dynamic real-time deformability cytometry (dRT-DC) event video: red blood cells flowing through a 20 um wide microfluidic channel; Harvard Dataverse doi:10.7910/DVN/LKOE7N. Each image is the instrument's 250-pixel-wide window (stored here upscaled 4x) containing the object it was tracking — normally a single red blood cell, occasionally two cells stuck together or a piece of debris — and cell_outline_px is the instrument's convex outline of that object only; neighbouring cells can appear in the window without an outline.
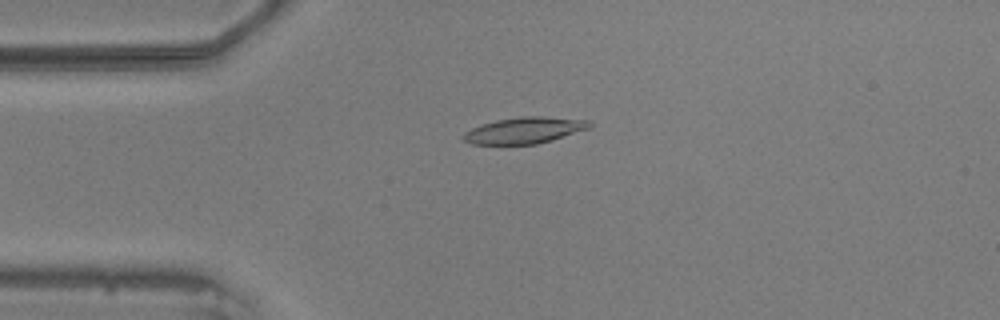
{"species": "common noctule bat (a hibernating species)", "species_latin": "Nyctalus noctula", "temperature_condition": "warm", "stored_images_in_passage": 47, "camera_frame_rate_fps": 3000, "um_per_image_px": 0.085, "animal": {"sex": "male", "body_mass_g": 20.5, "forearm_length_mm": 52.5}, "frame": {"image": 1, "passage_image": 4, "time_ms": 1.0, "image_size_px": [1000, 320], "cell_outline_px": [[592, 124], [588, 128], [552, 140], [536, 144], [472, 144], [464, 140], [460, 136], [464, 132], [472, 128], [496, 120], [520, 116], [540, 116], [588, 120]], "centroid_in_image_um": [44.54, 11.08], "position_along_channel_um": 40.5, "area_um2": 19.13}}
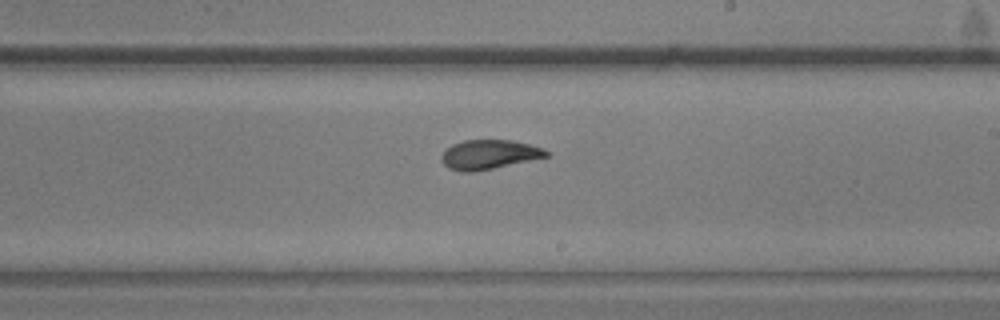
{"frame": {"image": 2, "passage_image": 23, "time_ms": 7.333, "image_size_px": [1000, 320], "cell_outline_px": [[552, 156], [472, 172], [460, 172], [448, 168], [440, 160], [440, 156], [452, 144], [464, 140], [512, 140], [544, 148], [552, 152]], "centroid_in_image_um": [41.61, 13.13], "position_along_channel_um": 247.4, "area_um2": 18.09}}
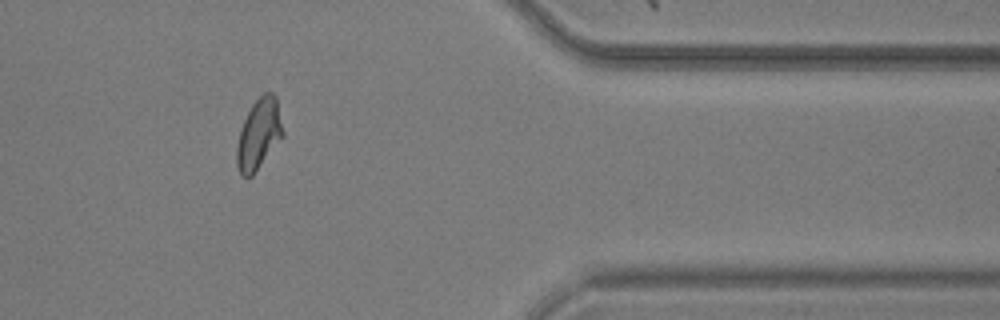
{"frame": {"image": 3, "passage_image": 37, "time_ms": 12.0, "image_size_px": [1000, 320], "cell_outline_px": [[284, 136], [252, 176], [244, 176], [240, 172], [236, 164], [236, 148], [240, 128], [252, 104], [264, 92], [272, 92], [276, 96], [284, 132]], "centroid_in_image_um": [22.01, 11.39], "position_along_channel_um": 389.4, "area_um2": 18.96}, "authors_computed_cell_mechanics": {"area_um2": 18.7272, "velocity_mm_per_s": 3.5688, "shape_relaxation_time_tau1_ms": 5.4033, "shape_relaxation_time_tau2_ms": 1.7614, "deformation_change_tau1": 0.1401, "deformation_change_tau2": 0.0818}}